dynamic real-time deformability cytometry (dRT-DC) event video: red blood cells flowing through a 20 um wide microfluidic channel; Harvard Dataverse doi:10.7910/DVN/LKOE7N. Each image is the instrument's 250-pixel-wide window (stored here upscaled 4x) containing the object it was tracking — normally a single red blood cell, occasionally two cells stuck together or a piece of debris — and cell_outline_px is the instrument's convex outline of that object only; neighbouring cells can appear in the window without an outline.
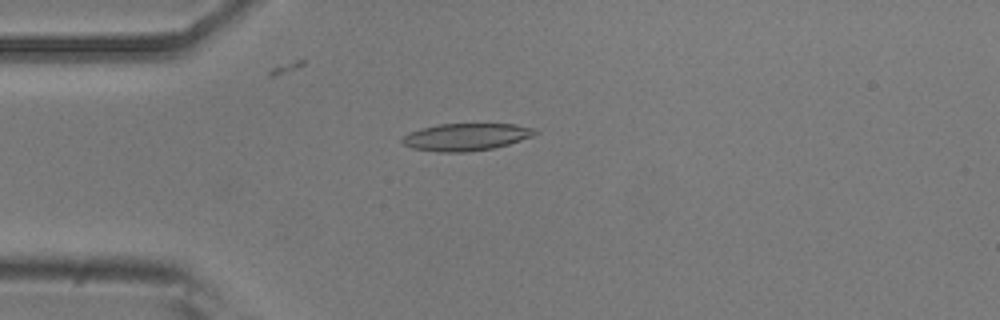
{"species": "common noctule bat (a hibernating species)", "species_latin": "Nyctalus noctula", "temperature_condition": "room temperature", "stored_images_in_passage": 51, "camera_frame_rate_fps": 3000, "um_per_image_px": 0.085, "animal": {"sex": "male", "body_mass_g": 20.5, "forearm_length_mm": 52.5}, "frame": {"image": 1, "passage_image": 12, "time_ms": 3.667, "image_size_px": [1000, 320], "cell_outline_px": [[540, 132], [532, 136], [496, 148], [468, 152], [440, 152], [412, 148], [404, 144], [400, 140], [408, 132], [420, 128], [440, 124], [516, 124], [536, 128]], "centroid_in_image_um": [39.63, 11.64], "position_along_channel_um": 45.4, "area_um2": 21.27}}
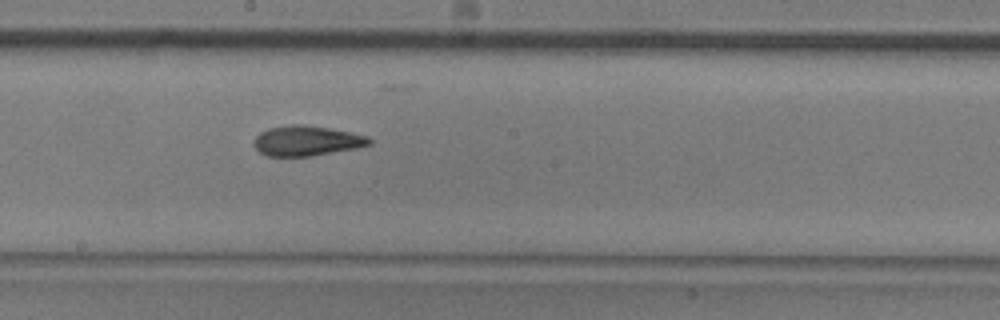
{"frame": {"image": 2, "passage_image": 27, "time_ms": 8.667, "image_size_px": [1000, 320], "cell_outline_px": [[372, 144], [356, 148], [312, 156], [268, 156], [260, 152], [252, 144], [252, 140], [260, 132], [268, 128], [292, 124], [304, 124], [328, 128], [368, 136], [372, 140]], "centroid_in_image_um": [26.04, 11.96], "position_along_channel_um": 222.2, "area_um2": 20.29}}
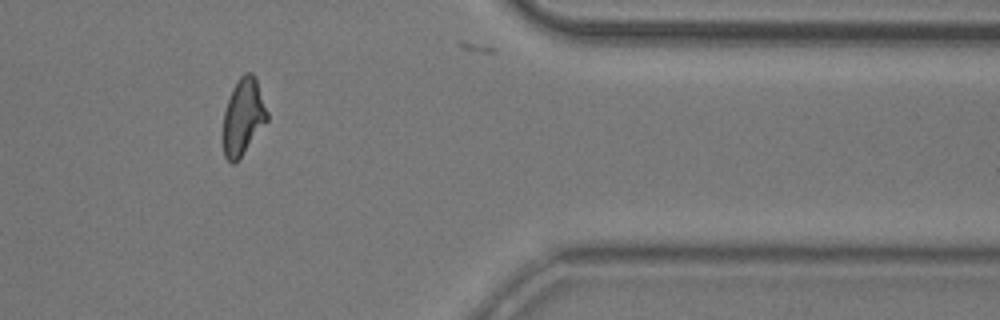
{"frame": {"image": 3, "passage_image": 42, "time_ms": 13.667, "image_size_px": [1000, 320], "cell_outline_px": [[268, 120], [236, 164], [232, 164], [224, 156], [224, 112], [232, 88], [240, 76], [244, 72], [252, 72], [256, 76], [268, 112]], "centroid_in_image_um": [20.69, 9.91], "position_along_channel_um": 390.7, "area_um2": 19.71}, "authors_computed_cell_mechanics": {"area_um2": 20.23, "velocity_mm_per_s": 3.8284, "shape_relaxation_time_tau1_ms": 6.5922, "shape_relaxation_time_tau2_ms": 3.0304, "deformation_change_tau1": 0.1981, "deformation_change_tau2": 0.1237}}